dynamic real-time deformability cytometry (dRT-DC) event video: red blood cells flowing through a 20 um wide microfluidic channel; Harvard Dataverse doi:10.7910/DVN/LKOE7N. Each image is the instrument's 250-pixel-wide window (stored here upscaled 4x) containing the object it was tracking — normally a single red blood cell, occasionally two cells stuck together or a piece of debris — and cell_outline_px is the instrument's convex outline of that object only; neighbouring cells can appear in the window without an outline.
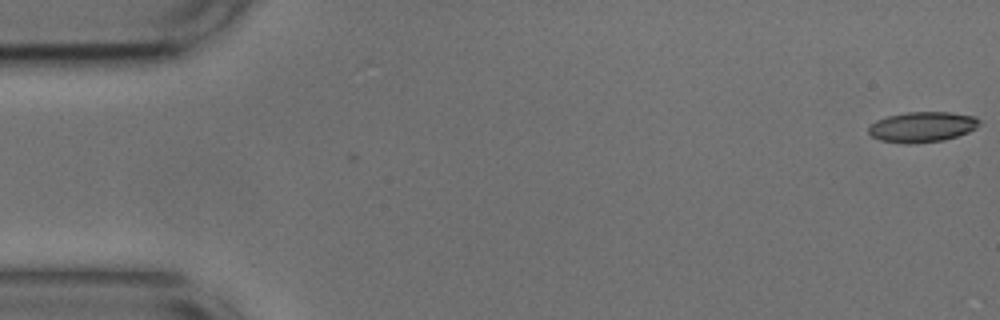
{"species": "common noctule bat (a hibernating species)", "species_latin": "Nyctalus noctula", "temperature_condition": "cold", "stored_images_in_passage": 53, "camera_frame_rate_fps": 3000, "um_per_image_px": 0.085, "animal": {"sex": "male", "body_mass_g": 17.9, "forearm_length_mm": 54.2}, "frame": {"image": 1, "passage_image": 1, "time_ms": 0.0, "image_size_px": [1000, 320], "cell_outline_px": [[980, 124], [976, 128], [968, 132], [944, 140], [908, 144], [880, 140], [872, 136], [868, 132], [868, 128], [876, 120], [888, 116], [908, 112], [952, 112], [976, 116], [980, 120]], "centroid_in_image_um": [78.41, 10.78], "position_along_channel_um": 6.6, "area_um2": 19.59}}
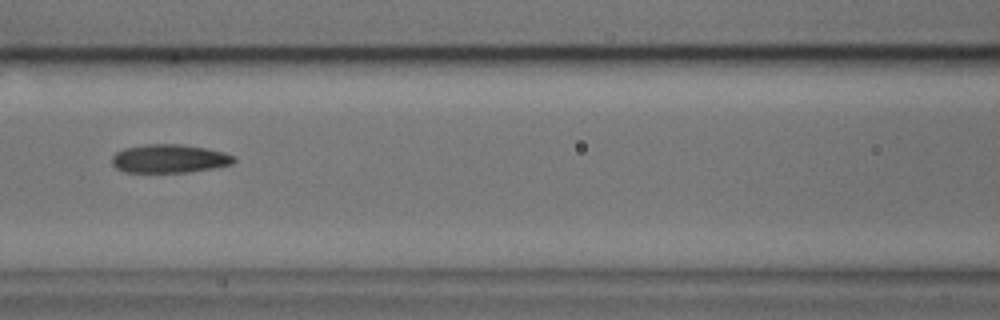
{"frame": {"image": 2, "passage_image": 23, "time_ms": 7.333, "image_size_px": [1000, 320], "cell_outline_px": [[236, 160], [232, 164], [216, 168], [188, 172], [124, 172], [116, 168], [112, 164], [112, 156], [116, 152], [124, 148], [144, 144], [180, 144], [204, 148], [224, 152], [236, 156]], "centroid_in_image_um": [14.4, 13.48], "position_along_channel_um": 152.2, "area_um2": 20.4}}
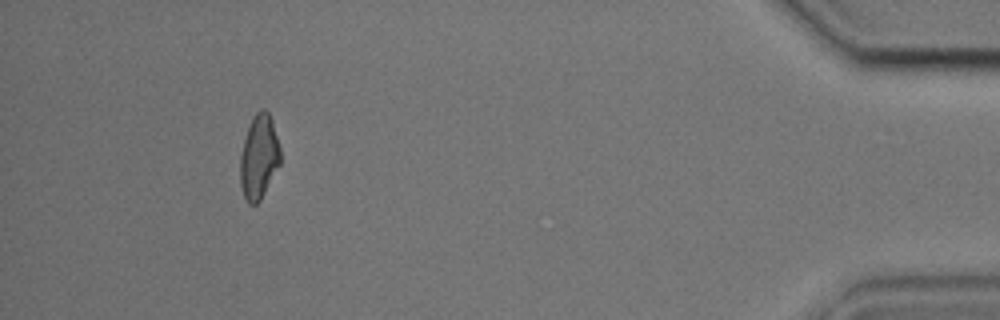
{"frame": {"image": 3, "passage_image": 49, "time_ms": 16.0, "image_size_px": [1000, 320], "cell_outline_px": [[280, 164], [260, 200], [256, 204], [248, 204], [244, 200], [240, 184], [240, 156], [244, 140], [252, 116], [260, 108], [264, 108], [268, 112], [272, 120], [280, 148]], "centroid_in_image_um": [22.0, 13.34], "position_along_channel_um": 413.2, "area_um2": 19.77}, "authors_computed_cell_mechanics": {"area_um2": 20.2878, "velocity_mm_per_s": 3.7611, "shape_relaxation_time_tau1_ms": 4.5433, "shape_relaxation_time_tau2_ms": 3.7982, "deformation_change_tau1": 0.1164, "deformation_change_tau2": 0.1274}}